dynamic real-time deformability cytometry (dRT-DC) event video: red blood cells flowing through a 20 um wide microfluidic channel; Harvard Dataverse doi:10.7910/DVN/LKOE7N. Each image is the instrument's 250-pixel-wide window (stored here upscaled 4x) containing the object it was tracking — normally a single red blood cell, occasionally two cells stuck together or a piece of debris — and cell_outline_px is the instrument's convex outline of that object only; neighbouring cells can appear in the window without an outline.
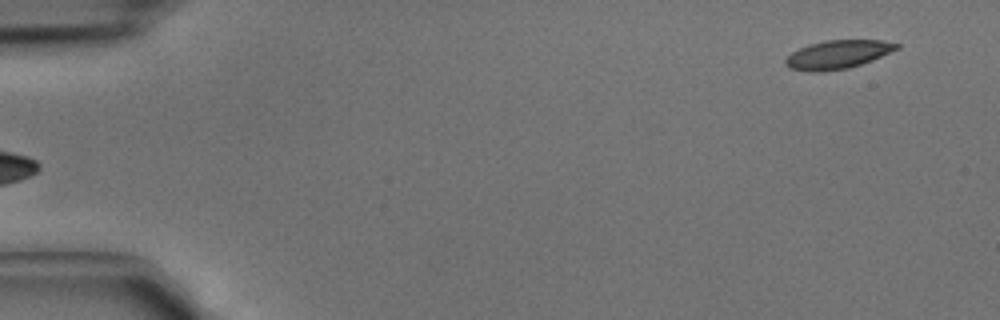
{"species": "common noctule bat (a hibernating species)", "species_latin": "Nyctalus noctula", "temperature_condition": "cold", "stored_images_in_passage": 4, "segment_of_instrument_passage": [2, 2], "camera_frame_rate_fps": 3000, "um_per_image_px": 0.085, "animal": {"sex": "male", "body_mass_g": 15.6}, "frame": {"image": 1, "passage_image": 4, "time_ms": 1.0, "image_size_px": [1000, 320], "cell_outline_px": [[900, 48], [872, 60], [848, 68], [820, 72], [812, 72], [788, 68], [784, 64], [784, 60], [792, 52], [800, 48], [824, 40], [880, 40], [900, 44]], "centroid_in_image_um": [71.2, 4.64], "position_along_channel_um": 13.8, "area_um2": 18.38}}